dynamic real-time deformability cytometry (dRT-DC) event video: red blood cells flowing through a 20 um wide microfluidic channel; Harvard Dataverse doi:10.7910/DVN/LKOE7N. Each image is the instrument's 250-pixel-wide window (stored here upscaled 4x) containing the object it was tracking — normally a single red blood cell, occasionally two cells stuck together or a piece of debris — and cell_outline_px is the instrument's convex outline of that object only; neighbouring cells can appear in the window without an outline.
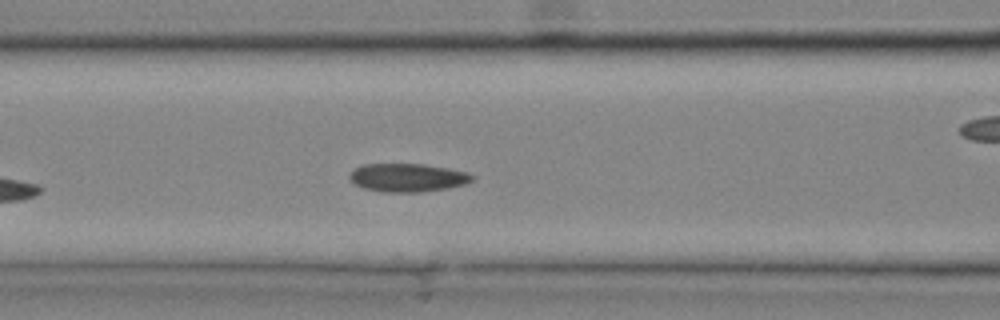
{"species": "common noctule bat (a hibernating species)", "species_latin": "Nyctalus noctula", "temperature_condition": "cold", "stored_images_in_passage": 20, "camera_frame_rate_fps": 3000, "um_per_image_px": 0.085, "animal": {"sex": "male", "body_mass_g": 20.4}, "frame": {"image": 1, "passage_image": 6, "time_ms": 1.667, "image_size_px": [1000, 320], "cell_outline_px": [[476, 176], [472, 180], [464, 184], [448, 188], [420, 192], [384, 192], [364, 188], [356, 184], [348, 176], [356, 168], [364, 164], [424, 164], [468, 172]], "centroid_in_image_um": [34.68, 15.1], "position_along_channel_um": 131.9, "area_um2": 20.06}}